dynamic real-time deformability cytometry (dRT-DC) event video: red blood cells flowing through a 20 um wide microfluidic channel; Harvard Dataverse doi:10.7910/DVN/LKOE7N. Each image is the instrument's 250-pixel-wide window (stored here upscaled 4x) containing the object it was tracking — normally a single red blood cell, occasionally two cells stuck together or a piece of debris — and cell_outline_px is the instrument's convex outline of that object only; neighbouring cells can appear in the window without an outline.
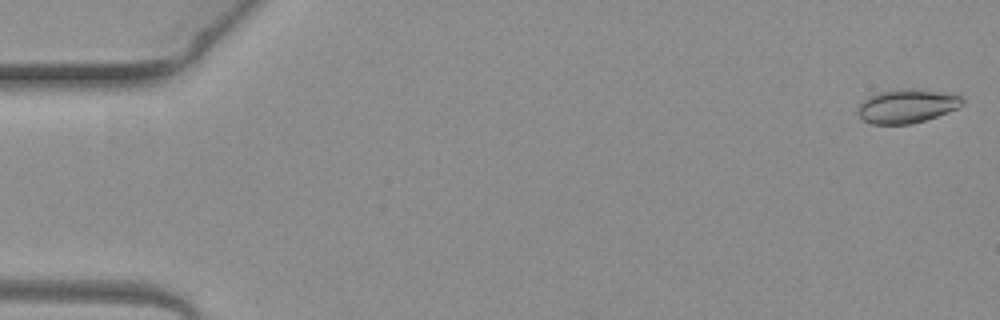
{"species": "common noctule bat (a hibernating species)", "species_latin": "Nyctalus noctula", "temperature_condition": "warm", "stored_images_in_passage": 6, "camera_frame_rate_fps": 3000, "um_per_image_px": 0.085, "animal": {"sex": "female", "body_mass_g": 19.3, "forearm_length_mm": 54.1}, "frame": {"image": 1, "passage_image": 1, "time_ms": 0.0, "image_size_px": [1000, 320], "cell_outline_px": [[964, 104], [956, 108], [936, 116], [912, 124], [872, 124], [864, 120], [856, 112], [860, 104], [868, 96], [876, 92], [896, 88], [912, 88], [940, 92], [964, 96]], "centroid_in_image_um": [77.06, 8.99], "position_along_channel_um": 7.9, "area_um2": 20.69}}